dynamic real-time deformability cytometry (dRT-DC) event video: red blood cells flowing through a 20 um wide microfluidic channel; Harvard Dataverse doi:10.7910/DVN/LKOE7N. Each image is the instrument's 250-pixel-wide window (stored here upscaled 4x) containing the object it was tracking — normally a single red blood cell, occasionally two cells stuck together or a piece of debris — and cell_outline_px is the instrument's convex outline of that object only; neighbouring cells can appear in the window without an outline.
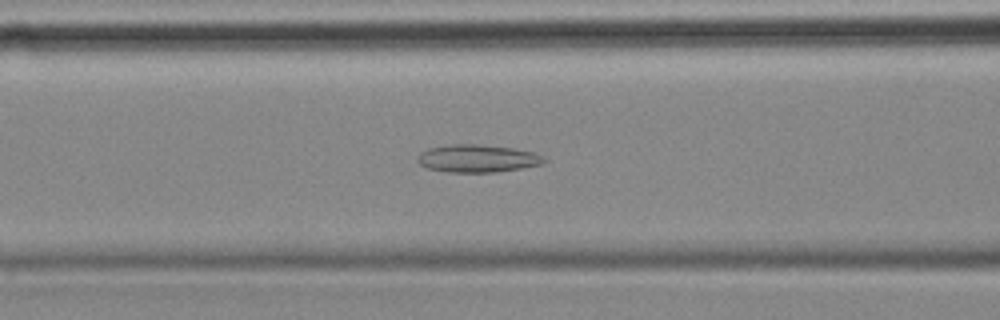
{"species": "common noctule bat (a hibernating species)", "species_latin": "Nyctalus noctula", "temperature_condition": "cold", "stored_images_in_passage": 34, "camera_frame_rate_fps": 3000, "um_per_image_px": 0.085, "animal": {"sex": "female", "body_mass_g": 18.4}, "frame": {"image": 1, "passage_image": 6, "time_ms": 1.667, "image_size_px": [1000, 320], "cell_outline_px": [[548, 160], [544, 164], [496, 172], [448, 172], [428, 168], [420, 164], [416, 160], [416, 156], [420, 152], [428, 148], [448, 144], [476, 144], [512, 148], [532, 152]], "centroid_in_image_um": [40.54, 13.47], "position_along_channel_um": 126.1, "area_um2": 20.4}}
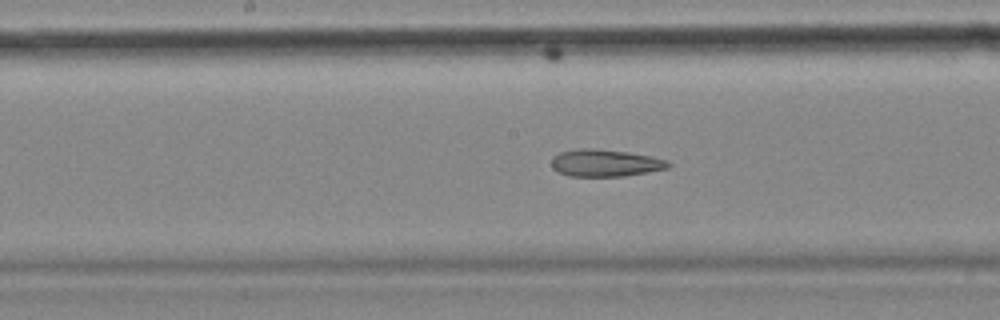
{"frame": {"image": 2, "passage_image": 12, "time_ms": 3.667, "image_size_px": [1000, 320], "cell_outline_px": [[672, 164], [668, 168], [648, 172], [624, 176], [568, 176], [552, 168], [552, 156], [560, 152], [576, 148], [596, 148], [628, 152], [652, 156], [668, 160]], "centroid_in_image_um": [51.45, 13.84], "position_along_channel_um": 196.7, "area_um2": 18.67}}
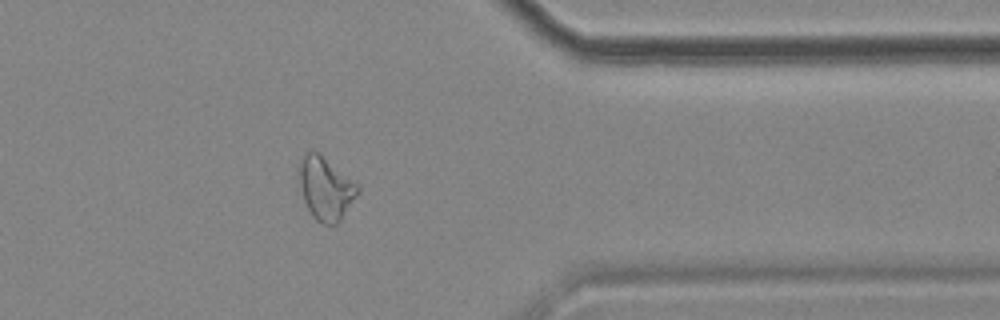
{"frame": {"image": 3, "passage_image": 29, "time_ms": 9.333, "image_size_px": [1000, 320], "cell_outline_px": [[360, 192], [340, 220], [336, 224], [320, 224], [312, 216], [304, 200], [300, 184], [296, 164], [304, 152], [316, 152], [352, 180], [360, 188]], "centroid_in_image_um": [27.64, 16.02], "position_along_channel_um": 383.8, "area_um2": 21.27}, "authors_computed_cell_mechanics": {"area_um2": 19.1607, "velocity_mm_per_s": 3.5441, "shape_relaxation_time_tau1_ms": null, "shape_relaxation_time_tau2_ms": 6.5815, "deformation_change_tau1": null, "deformation_change_tau2": 0.1578}}